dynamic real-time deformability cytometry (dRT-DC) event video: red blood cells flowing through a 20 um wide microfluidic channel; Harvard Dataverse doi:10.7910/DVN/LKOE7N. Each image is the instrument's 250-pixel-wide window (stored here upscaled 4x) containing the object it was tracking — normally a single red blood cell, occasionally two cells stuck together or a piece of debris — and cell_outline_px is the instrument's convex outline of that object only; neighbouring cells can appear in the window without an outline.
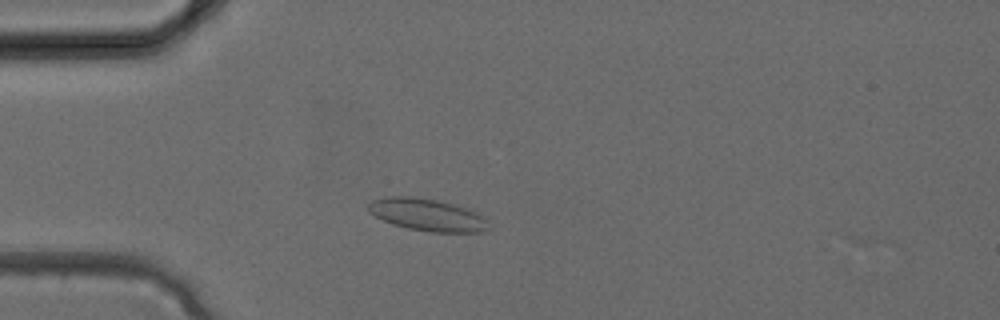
{"species": "common noctule bat (a hibernating species)", "species_latin": "Nyctalus noctula", "temperature_condition": "cold", "stored_images_in_passage": 1, "camera_frame_rate_fps": 3000, "um_per_image_px": 0.085, "animal": {"sex": "female", "body_mass_g": 24.6, "forearm_length_mm": 56.2}, "frame": {"image": 1, "passage_image": 1, "time_ms": 0.0, "image_size_px": [1000, 320], "cell_outline_px": [[492, 228], [484, 232], [432, 232], [408, 228], [392, 224], [368, 212], [364, 208], [364, 204], [372, 200], [384, 196], [412, 196], [436, 200], [472, 208]], "centroid_in_image_um": [36.27, 18.24], "position_along_channel_um": 48.7, "area_um2": 22.95}}